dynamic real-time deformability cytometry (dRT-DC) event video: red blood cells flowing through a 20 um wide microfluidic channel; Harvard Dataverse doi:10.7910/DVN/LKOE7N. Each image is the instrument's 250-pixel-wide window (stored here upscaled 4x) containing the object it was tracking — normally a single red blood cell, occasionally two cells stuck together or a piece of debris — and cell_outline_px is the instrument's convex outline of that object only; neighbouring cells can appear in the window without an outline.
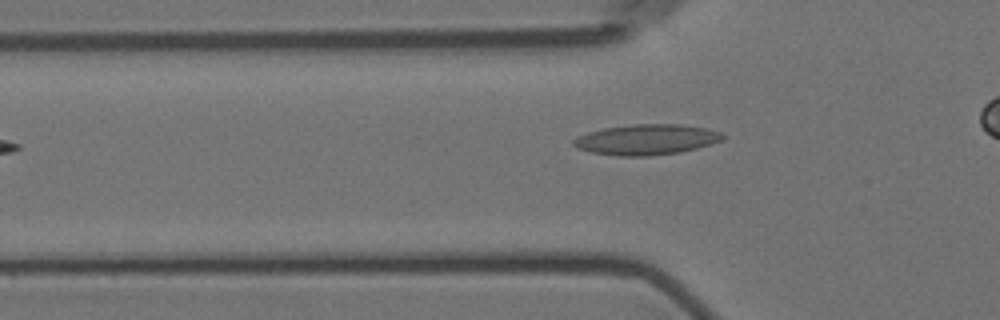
{"species": "Egyptian fruit bat (a non-hibernating species)", "species_latin": "Rousettus aegyptiacus", "temperature_condition": "room temperature", "stored_images_in_passage": 3, "segment_of_instrument_passage": [1, 2], "camera_frame_rate_fps": 3000, "um_per_image_px": 0.085, "animal": {"sex": "female"}, "frame": {"image": 1, "passage_image": 2, "time_ms": 0.333, "image_size_px": [1000, 320], "cell_outline_px": [[724, 136], [720, 140], [696, 148], [680, 152], [648, 156], [620, 156], [592, 152], [576, 148], [572, 144], [572, 140], [576, 136], [588, 132], [604, 128], [632, 124], [680, 124], [708, 128], [720, 132]], "centroid_in_image_um": [54.9, 11.86], "position_along_channel_um": 70.9, "area_um2": 26.41}}